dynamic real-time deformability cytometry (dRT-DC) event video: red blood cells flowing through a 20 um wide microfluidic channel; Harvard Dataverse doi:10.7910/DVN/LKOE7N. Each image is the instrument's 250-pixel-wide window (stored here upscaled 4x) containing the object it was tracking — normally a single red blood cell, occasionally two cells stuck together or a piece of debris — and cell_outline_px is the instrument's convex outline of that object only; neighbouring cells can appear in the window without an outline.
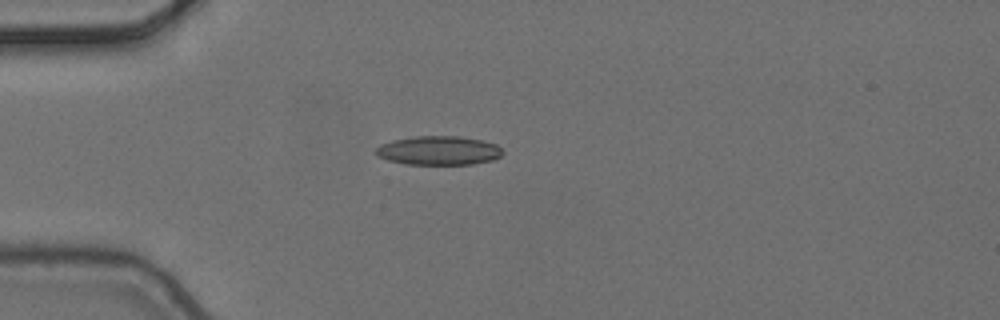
{"species": "common noctule bat (a hibernating species)", "species_latin": "Nyctalus noctula", "temperature_condition": "cold", "stored_images_in_passage": 1, "camera_frame_rate_fps": 3000, "um_per_image_px": 0.085, "animal": {"sex": "female", "body_mass_g": 24.6, "forearm_length_mm": 56.2}, "frame": {"image": 1, "passage_image": 1, "time_ms": 0.0, "image_size_px": [1000, 320], "cell_outline_px": [[504, 152], [500, 156], [492, 160], [472, 164], [404, 164], [388, 160], [376, 156], [376, 148], [380, 144], [392, 140], [416, 136], [460, 136], [484, 140], [496, 144]], "centroid_in_image_um": [37.28, 12.79], "position_along_channel_um": 47.7, "area_um2": 21.5}}